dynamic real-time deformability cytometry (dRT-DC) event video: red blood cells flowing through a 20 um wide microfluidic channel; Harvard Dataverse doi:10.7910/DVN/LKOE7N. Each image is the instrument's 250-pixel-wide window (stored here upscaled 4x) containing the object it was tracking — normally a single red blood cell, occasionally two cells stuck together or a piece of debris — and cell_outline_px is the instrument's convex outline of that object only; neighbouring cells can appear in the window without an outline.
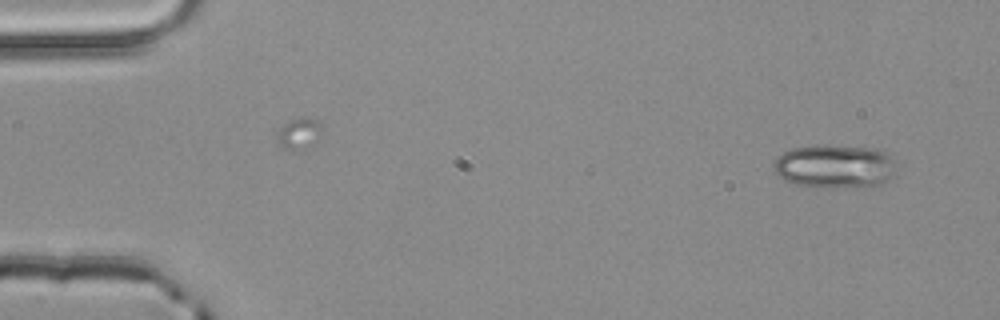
{"species": "common noctule bat (a hibernating species)", "species_latin": "Nyctalus noctula", "temperature_condition": "room temperature", "stored_images_in_passage": 4, "camera_frame_rate_fps": 3000, "um_per_image_px": 0.085, "animal": {"sex": "male", "body_mass_g": 20.4}, "frame": {"image": 1, "passage_image": 4, "time_ms": 1.0, "image_size_px": [1000, 320], "cell_outline_px": [[896, 160], [892, 172], [880, 184], [824, 188], [796, 184], [784, 180], [776, 172], [772, 164], [784, 152], [792, 148], [812, 144], [828, 144], [880, 148], [892, 156]], "centroid_in_image_um": [70.93, 14.08], "position_along_channel_um": 14.1, "area_um2": 31.21}}